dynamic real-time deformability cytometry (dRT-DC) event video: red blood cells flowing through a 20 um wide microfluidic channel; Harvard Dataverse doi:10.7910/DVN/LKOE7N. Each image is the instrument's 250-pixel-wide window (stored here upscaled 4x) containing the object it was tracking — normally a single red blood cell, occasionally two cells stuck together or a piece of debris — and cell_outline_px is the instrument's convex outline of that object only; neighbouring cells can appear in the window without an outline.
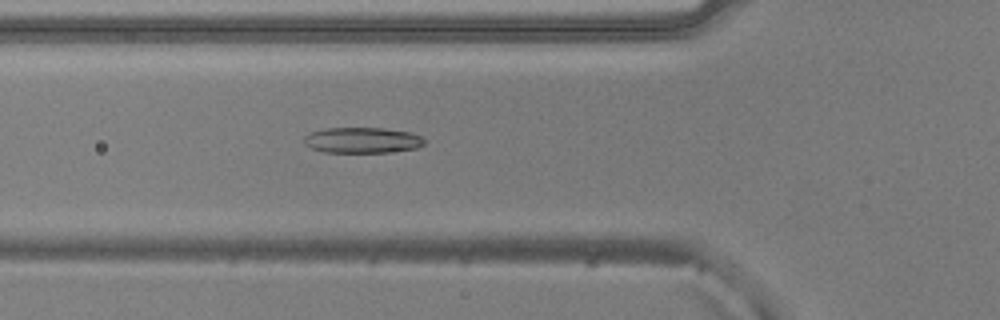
{"species": "common noctule bat (a hibernating species)", "species_latin": "Nyctalus noctula", "temperature_condition": "warm", "stored_images_in_passage": 42, "camera_frame_rate_fps": 3000, "um_per_image_px": 0.085, "animal": {"sex": "male", "body_mass_g": 20.5, "forearm_length_mm": 52.5}, "frame": {"image": 1, "passage_image": 18, "time_ms": 5.667, "image_size_px": [1000, 320], "cell_outline_px": [[428, 140], [424, 144], [416, 148], [388, 152], [324, 152], [312, 148], [304, 144], [304, 136], [308, 132], [324, 128], [384, 128], [408, 132], [424, 136]], "centroid_in_image_um": [30.8, 11.91], "position_along_channel_um": 95.0, "area_um2": 18.21}}
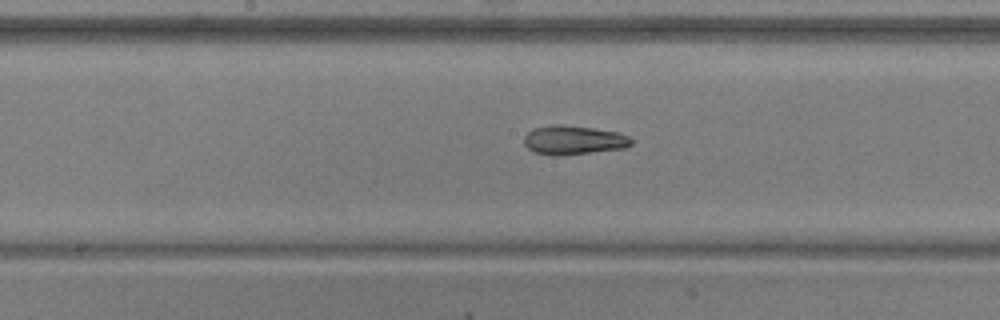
{"frame": {"image": 2, "passage_image": 26, "time_ms": 8.333, "image_size_px": [1000, 320], "cell_outline_px": [[632, 144], [624, 148], [556, 156], [552, 156], [536, 152], [528, 148], [524, 144], [524, 136], [532, 128], [556, 124], [564, 124], [592, 128], [616, 132], [628, 136], [632, 140]], "centroid_in_image_um": [48.71, 11.9], "position_along_channel_um": 199.5, "area_um2": 18.03}}
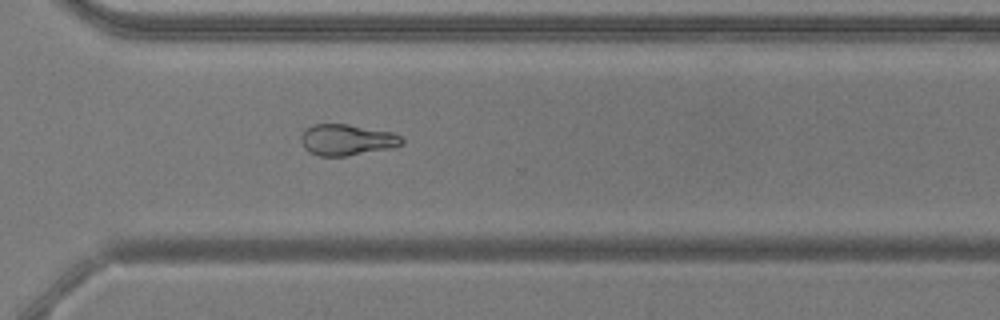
{"frame": {"image": 3, "passage_image": 37, "time_ms": 12.0, "image_size_px": [1000, 320], "cell_outline_px": [[404, 144], [388, 148], [348, 156], [320, 156], [308, 152], [304, 148], [300, 140], [300, 136], [312, 124], [348, 124], [392, 132], [404, 136]], "centroid_in_image_um": [29.49, 11.88], "position_along_channel_um": 341.1, "area_um2": 18.38}, "authors_computed_cell_mechanics": {"area_um2": 18.3804, "velocity_mm_per_s": 3.8931, "shape_relaxation_time_tau1_ms": 7.6512, "shape_relaxation_time_tau2_ms": 8.0207, "deformation_change_tau1": 0.2086, "deformation_change_tau2": 0.1609}}